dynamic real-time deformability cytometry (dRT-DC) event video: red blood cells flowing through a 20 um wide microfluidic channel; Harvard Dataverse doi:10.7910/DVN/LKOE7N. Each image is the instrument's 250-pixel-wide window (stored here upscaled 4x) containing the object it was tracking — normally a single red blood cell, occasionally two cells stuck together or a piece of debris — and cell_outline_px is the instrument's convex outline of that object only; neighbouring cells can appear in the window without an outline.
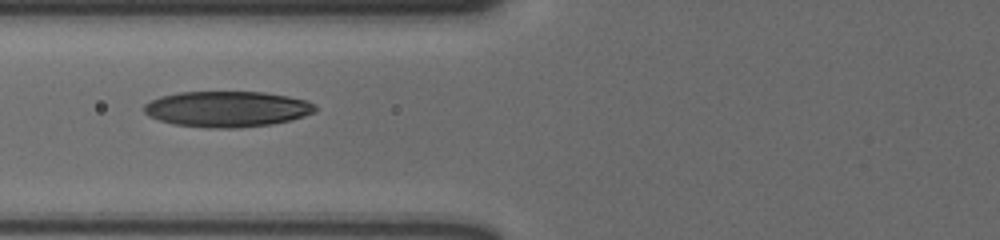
{"species": "human", "species_latin": "Homo sapiens", "temperature_condition": "cold", "stored_images_in_passage": 3, "camera_frame_rate_fps": 3000, "um_per_image_px": 0.085, "donor": {"sex": "male"}, "frame": {"image": 1, "passage_image": 3, "time_ms": 0.667, "image_size_px": [1000, 240], "cell_outline_px": [[316, 112], [292, 120], [272, 124], [240, 128], [208, 128], [172, 124], [148, 116], [144, 112], [144, 104], [160, 96], [176, 92], [264, 92], [288, 96], [304, 100], [316, 104]], "centroid_in_image_um": [19.3, 9.27], "position_along_channel_um": 106.5, "area_um2": 35.95}}